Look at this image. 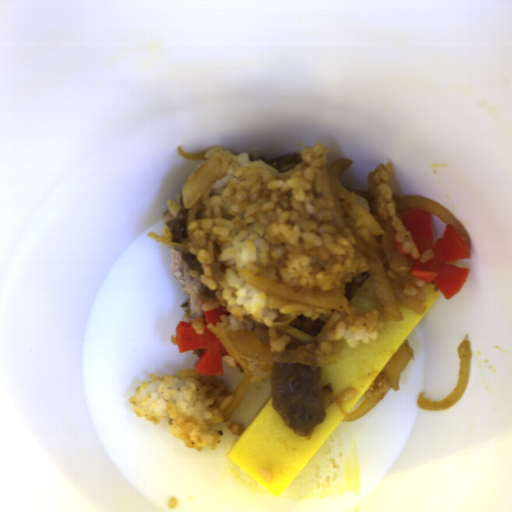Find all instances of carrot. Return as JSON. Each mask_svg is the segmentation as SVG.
Here are the masks:
<instances>
[{"mask_svg":"<svg viewBox=\"0 0 512 512\" xmlns=\"http://www.w3.org/2000/svg\"><path fill=\"white\" fill-rule=\"evenodd\" d=\"M404 228L409 233L419 251L423 253L431 249L433 256L426 262L413 258L402 249L401 242L396 240L398 231L393 229V241L396 251L411 262V276L426 282H433L442 292L446 300H450L466 284L470 268L460 267L448 262L469 260L471 254L467 241L458 229L446 223L443 236L433 242L432 214L417 208H408L398 214Z\"/></svg>","mask_w":512,"mask_h":512,"instance_id":"b8716197","label":"carrot"},{"mask_svg":"<svg viewBox=\"0 0 512 512\" xmlns=\"http://www.w3.org/2000/svg\"><path fill=\"white\" fill-rule=\"evenodd\" d=\"M205 323L203 334H197L191 322L180 320L176 327L175 343L179 353L193 349H205L194 366L199 375H223V356H231L219 338L208 328L209 324L222 323L221 316L227 315L224 306L205 310Z\"/></svg>","mask_w":512,"mask_h":512,"instance_id":"cead05ca","label":"carrot"}]
</instances>
